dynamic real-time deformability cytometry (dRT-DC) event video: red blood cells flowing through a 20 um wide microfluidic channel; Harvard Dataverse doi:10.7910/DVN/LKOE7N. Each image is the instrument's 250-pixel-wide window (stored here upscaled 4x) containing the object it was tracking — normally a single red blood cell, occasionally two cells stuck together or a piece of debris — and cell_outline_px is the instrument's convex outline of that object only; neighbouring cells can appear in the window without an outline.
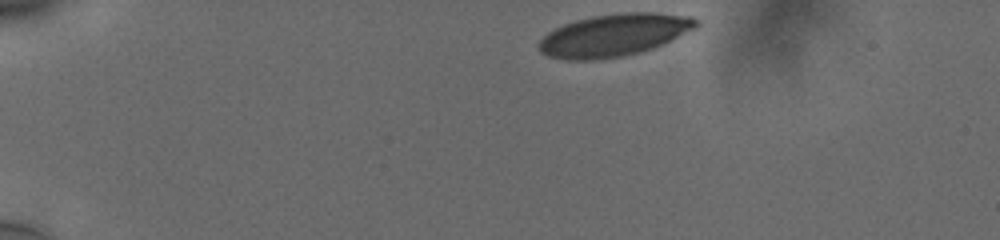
{"species": "human", "species_latin": "Homo sapiens", "temperature_condition": "cold", "stored_images_in_passage": 39, "camera_frame_rate_fps": 3000, "um_per_image_px": 0.085, "donor": {"sex": "male"}, "frame": {"image": 1, "passage_image": 1, "time_ms": 0.0, "image_size_px": [1000, 240], "cell_outline_px": [[700, 24], [696, 28], [652, 48], [620, 56], [588, 60], [568, 60], [548, 56], [540, 52], [536, 44], [548, 32], [564, 24], [576, 20], [592, 16], [624, 12], [652, 12], [692, 16], [700, 20]], "centroid_in_image_um": [52.18, 2.96], "position_along_channel_um": 32.8, "area_um2": 38.55}}
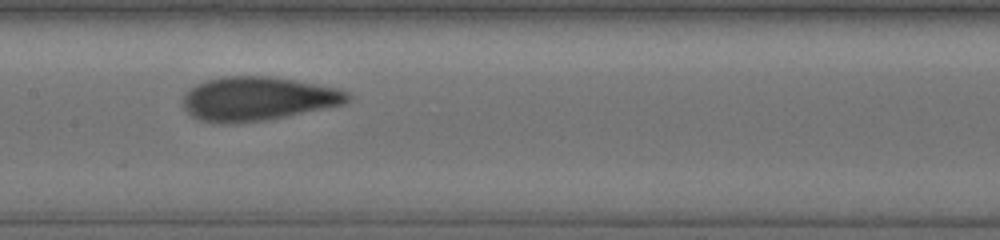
{"frame": {"image": 2, "passage_image": 20, "time_ms": 6.333, "image_size_px": [1000, 240], "cell_outline_px": [[352, 96], [344, 104], [264, 120], [236, 124], [220, 124], [200, 120], [192, 116], [184, 108], [184, 92], [188, 88], [204, 80], [220, 76], [272, 76], [296, 80], [336, 88], [352, 92]], "centroid_in_image_um": [21.87, 8.38], "position_along_channel_um": 185.5, "area_um2": 42.37}}
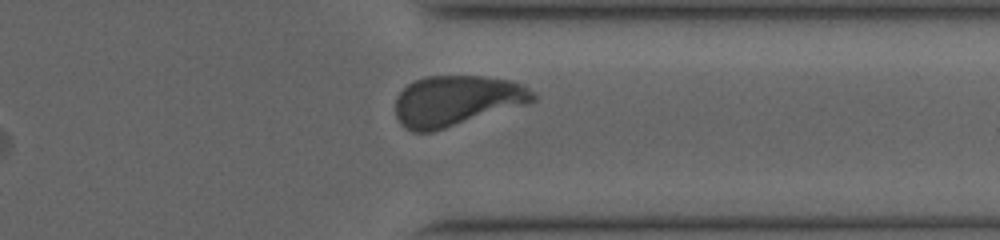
{"frame": {"image": 3, "passage_image": 35, "time_ms": 11.333, "image_size_px": [1000, 240], "cell_outline_px": [[536, 100], [524, 104], [432, 132], [412, 132], [404, 128], [400, 124], [396, 116], [396, 96], [408, 84], [424, 76], [484, 76], [512, 80], [528, 88], [536, 96]], "centroid_in_image_um": [38.76, 8.55], "position_along_channel_um": 372.6, "area_um2": 40.17}, "authors_computed_cell_mechanics": {"area_um2": 40.3444, "velocity_mm_per_s": 3.7529, "shape_relaxation_time_tau1_ms": 5.4817, "shape_relaxation_time_tau2_ms": 0.8407, "deformation_change_tau1": 0.1856, "deformation_change_tau2": 0.0675}}